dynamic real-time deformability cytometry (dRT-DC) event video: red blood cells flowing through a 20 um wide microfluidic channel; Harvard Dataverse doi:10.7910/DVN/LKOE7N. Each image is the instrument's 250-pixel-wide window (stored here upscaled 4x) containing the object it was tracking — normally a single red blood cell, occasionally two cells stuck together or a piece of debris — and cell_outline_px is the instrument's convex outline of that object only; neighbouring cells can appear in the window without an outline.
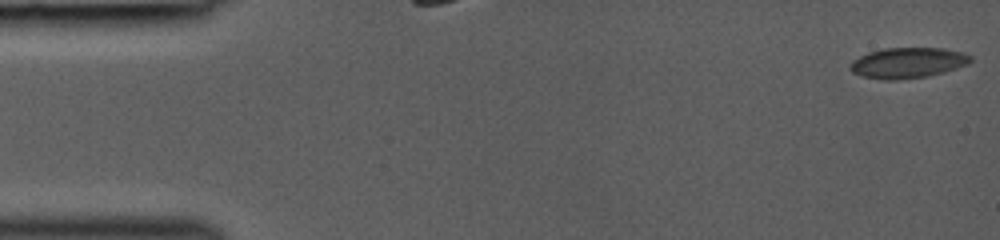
{"species": "common noctule bat (a hibernating species)", "species_latin": "Nyctalus noctula", "temperature_condition": "room temperature", "stored_images_in_passage": 43, "camera_frame_rate_fps": 3000, "um_per_image_px": 0.085, "animal": {"sex": "female", "body_mass_g": 19.0, "forearm_length_mm": 53.3}, "frame": {"image": 1, "passage_image": 1, "time_ms": 0.0, "image_size_px": [1000, 240], "cell_outline_px": [[972, 60], [968, 64], [944, 72], [928, 76], [896, 80], [884, 80], [864, 76], [852, 72], [848, 68], [848, 64], [852, 60], [868, 52], [884, 48], [944, 48], [964, 52], [972, 56]], "centroid_in_image_um": [77.16, 5.33], "position_along_channel_um": 7.8, "area_um2": 21.62}}
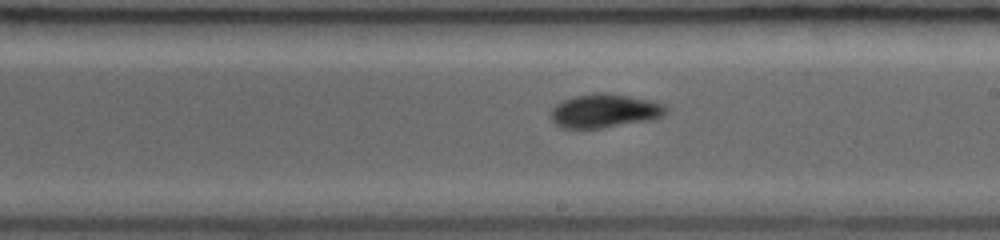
{"frame": {"image": 2, "passage_image": 26, "time_ms": 8.333, "image_size_px": [1000, 240], "cell_outline_px": [[668, 112], [652, 120], [600, 128], [560, 128], [552, 120], [552, 108], [556, 104], [564, 100], [576, 96], [600, 92], [604, 92], [628, 96], [648, 100], [664, 104], [668, 108]], "centroid_in_image_um": [51.4, 9.43], "position_along_channel_um": 237.6, "area_um2": 22.43}}
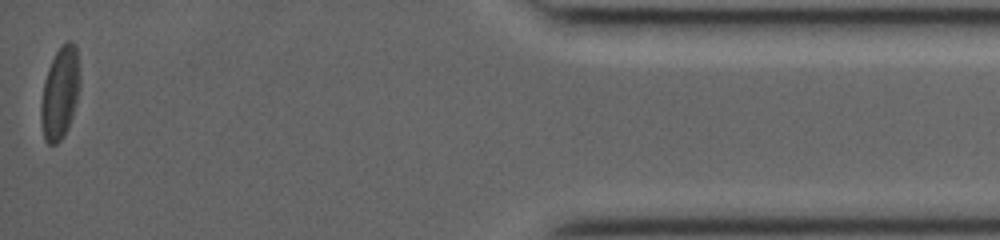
{"frame": {"image": 3, "passage_image": 43, "time_ms": 14.0, "image_size_px": [1000, 240], "cell_outline_px": [[80, 88], [72, 116], [68, 128], [64, 136], [56, 144], [48, 144], [44, 140], [40, 120], [40, 104], [44, 80], [48, 68], [56, 52], [68, 40], [72, 40], [76, 44], [80, 76]], "centroid_in_image_um": [5.1, 7.92], "position_along_channel_um": 430.1, "area_um2": 21.15}}